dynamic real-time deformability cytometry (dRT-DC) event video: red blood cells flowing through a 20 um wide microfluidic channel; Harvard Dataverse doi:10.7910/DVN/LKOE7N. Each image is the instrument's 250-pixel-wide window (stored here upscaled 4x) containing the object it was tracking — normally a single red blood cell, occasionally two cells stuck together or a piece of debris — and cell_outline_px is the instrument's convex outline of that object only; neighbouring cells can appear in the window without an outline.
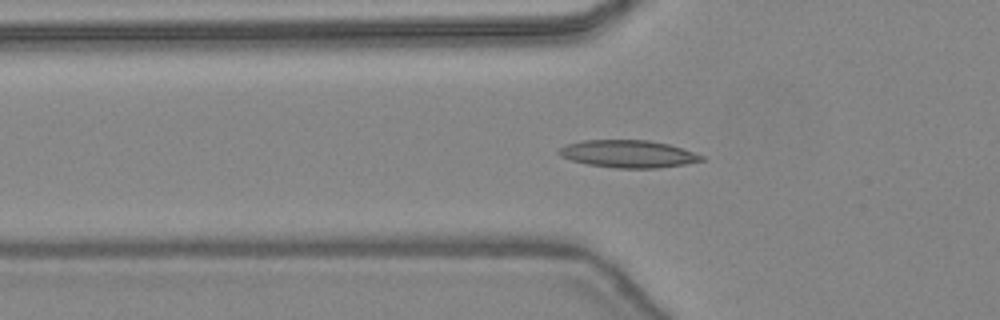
{"species": "common noctule bat (a hibernating species)", "species_latin": "Nyctalus noctula", "temperature_condition": "warm", "stored_images_in_passage": 7, "camera_frame_rate_fps": 3000, "um_per_image_px": 0.085, "animal": {"sex": "female", "body_mass_g": 24.6, "forearm_length_mm": 56.2}, "frame": {"image": 1, "passage_image": 3, "time_ms": 0.667, "image_size_px": [1000, 320], "cell_outline_px": [[704, 160], [684, 164], [660, 168], [616, 168], [588, 164], [572, 160], [560, 156], [556, 152], [564, 144], [584, 140], [648, 140], [668, 144], [704, 156]], "centroid_in_image_um": [53.35, 13.08], "position_along_channel_um": 72.4, "area_um2": 22.72}}
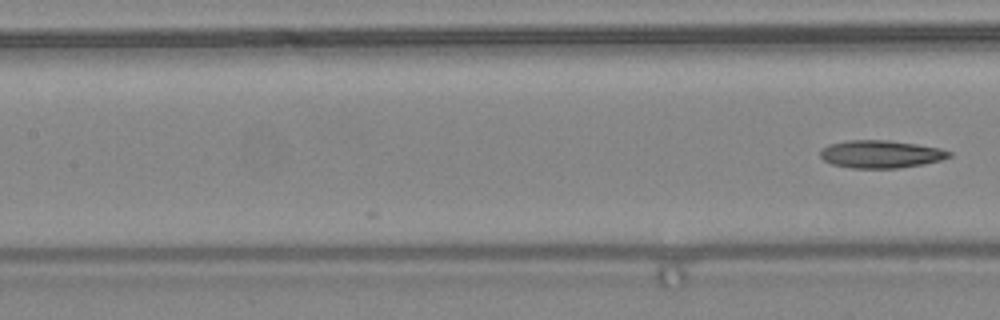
{"frame": {"image": 2, "passage_image": 7, "time_ms": 2.0, "image_size_px": [1000, 320], "cell_outline_px": [[952, 156], [940, 160], [924, 164], [900, 168], [852, 168], [832, 164], [824, 160], [820, 156], [820, 152], [828, 144], [848, 140], [888, 140], [916, 144], [940, 148], [952, 152]], "centroid_in_image_um": [74.88, 13.1], "position_along_channel_um": 132.5, "area_um2": 20.81}}